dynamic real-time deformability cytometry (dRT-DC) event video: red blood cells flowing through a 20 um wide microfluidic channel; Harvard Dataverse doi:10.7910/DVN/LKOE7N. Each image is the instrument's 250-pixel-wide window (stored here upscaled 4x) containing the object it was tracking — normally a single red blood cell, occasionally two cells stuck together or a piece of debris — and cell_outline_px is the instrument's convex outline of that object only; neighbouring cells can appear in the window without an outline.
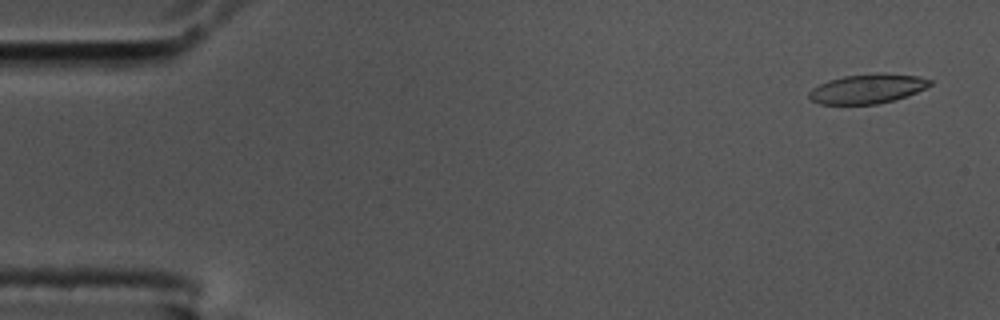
{"species": "common noctule bat (a hibernating species)", "species_latin": "Nyctalus noctula", "temperature_condition": "cold", "stored_images_in_passage": 56, "camera_frame_rate_fps": 3000, "um_per_image_px": 0.085, "animal": {"sex": "male", "body_mass_g": 17.5, "forearm_length_mm": 52.3}, "frame": {"image": 1, "passage_image": 3, "time_ms": 0.667, "image_size_px": [1000, 320], "cell_outline_px": [[932, 84], [916, 92], [892, 100], [876, 104], [820, 104], [808, 100], [808, 92], [812, 88], [828, 80], [844, 76], [880, 72], [916, 76], [932, 80]], "centroid_in_image_um": [73.67, 7.54], "position_along_channel_um": 11.3, "area_um2": 20.69}}
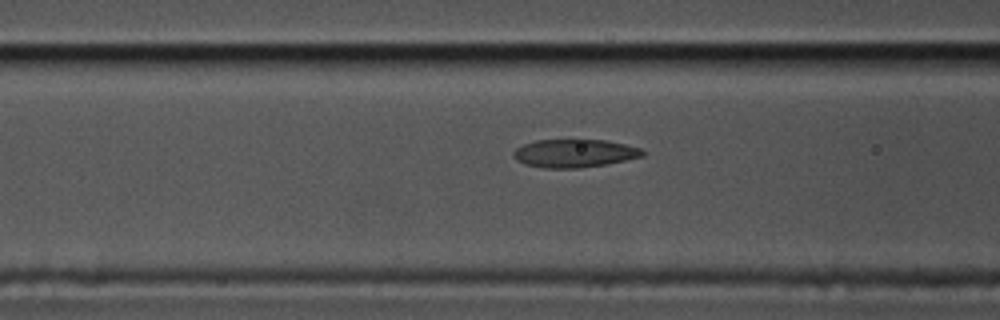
{"frame": {"image": 2, "passage_image": 22, "time_ms": 7.0, "image_size_px": [1000, 320], "cell_outline_px": [[644, 156], [608, 164], [580, 168], [544, 168], [524, 164], [516, 160], [512, 156], [512, 152], [516, 148], [524, 144], [536, 140], [604, 140], [624, 144], [640, 148], [644, 152]], "centroid_in_image_um": [48.8, 13.04], "position_along_channel_um": 117.8, "area_um2": 21.21}}
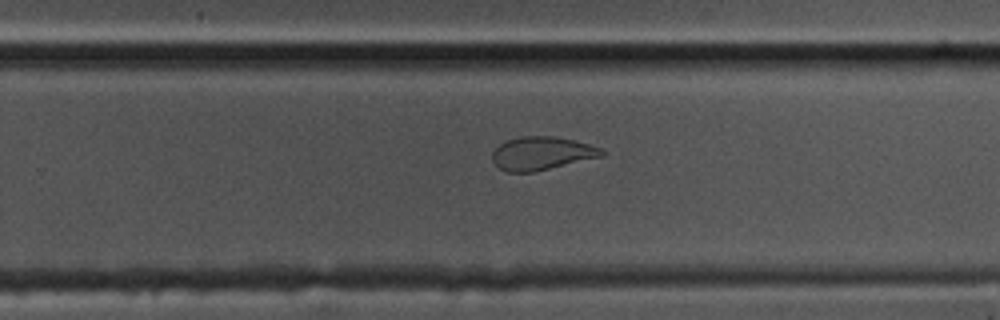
{"frame": {"image": 3, "passage_image": 36, "time_ms": 11.667, "image_size_px": [1000, 320], "cell_outline_px": [[604, 156], [532, 172], [508, 172], [500, 168], [492, 160], [492, 152], [500, 144], [508, 140], [520, 136], [556, 136], [604, 148]], "centroid_in_image_um": [46.06, 13.03], "position_along_channel_um": 283.7, "area_um2": 21.1}, "authors_computed_cell_mechanics": {"area_um2": 21.8195, "velocity_mm_per_s": 3.5622, "shape_relaxation_time_tau1_ms": null, "shape_relaxation_time_tau2_ms": 1.4518, "deformation_change_tau1": null, "deformation_change_tau2": 0.0639}}